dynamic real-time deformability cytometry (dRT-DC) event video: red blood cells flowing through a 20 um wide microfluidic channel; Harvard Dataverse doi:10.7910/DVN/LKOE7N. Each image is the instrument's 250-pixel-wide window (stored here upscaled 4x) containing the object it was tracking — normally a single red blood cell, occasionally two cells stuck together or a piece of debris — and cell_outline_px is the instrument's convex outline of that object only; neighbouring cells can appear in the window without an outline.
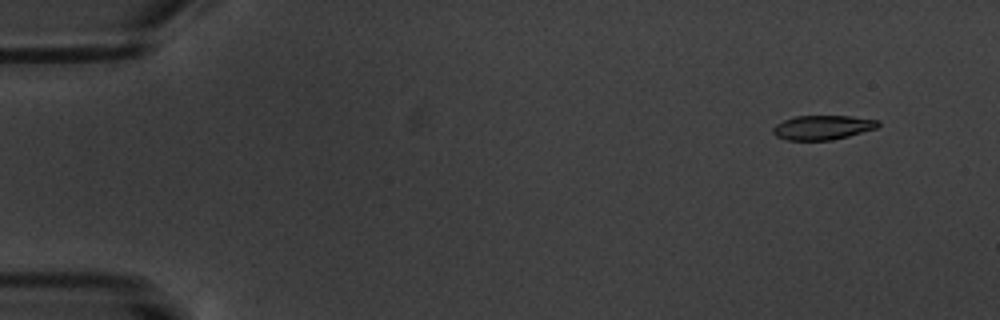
{"species": "common noctule bat (a hibernating species)", "species_latin": "Nyctalus noctula", "temperature_condition": "warm", "stored_images_in_passage": 16, "camera_frame_rate_fps": 3000, "um_per_image_px": 0.085, "animal": {"sex": "male", "body_mass_g": 20.1, "forearm_length_mm": 53.5}, "frame": {"image": 1, "passage_image": 1, "time_ms": 0.0, "image_size_px": [1000, 320], "cell_outline_px": [[880, 124], [876, 128], [848, 136], [832, 140], [784, 140], [776, 136], [772, 132], [772, 128], [776, 124], [784, 120], [796, 116], [852, 116], [880, 120]], "centroid_in_image_um": [69.91, 10.83], "position_along_channel_um": 15.1, "area_um2": 14.97}}
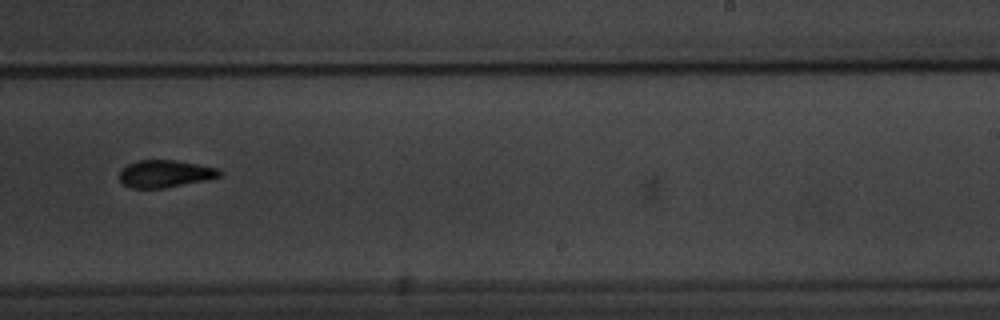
{"frame": {"image": 2, "passage_image": 10, "time_ms": 11.0, "image_size_px": [1000, 320], "cell_outline_px": [[224, 172], [220, 176], [204, 180], [164, 188], [132, 188], [124, 184], [120, 180], [120, 168], [136, 160], [176, 160], [220, 168]], "centroid_in_image_um": [14.04, 14.75], "position_along_channel_um": 275.0, "area_um2": 16.01}}
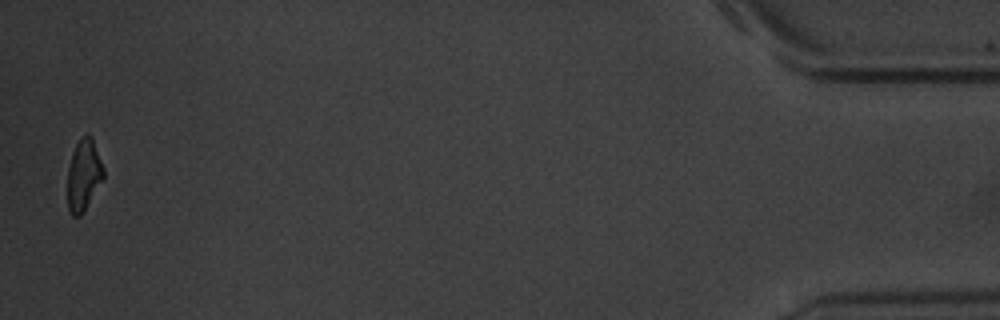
{"frame": {"image": 3, "passage_image": 16, "time_ms": 18.0, "image_size_px": [1000, 320], "cell_outline_px": [[104, 176], [84, 212], [80, 216], [72, 216], [68, 208], [68, 168], [72, 152], [80, 136], [88, 132], [92, 136], [104, 168]], "centroid_in_image_um": [7.11, 14.83], "position_along_channel_um": 428.1, "area_um2": 15.09}, "authors_computed_cell_mechanics": {"area_um2": 16.4152, "velocity_mm_per_s": 3.4219, "shape_relaxation_time_tau1_ms": 5.4585, "shape_relaxation_time_tau2_ms": 4.0053, "deformation_change_tau1": 0.1518, "deformation_change_tau2": 0.0803}}